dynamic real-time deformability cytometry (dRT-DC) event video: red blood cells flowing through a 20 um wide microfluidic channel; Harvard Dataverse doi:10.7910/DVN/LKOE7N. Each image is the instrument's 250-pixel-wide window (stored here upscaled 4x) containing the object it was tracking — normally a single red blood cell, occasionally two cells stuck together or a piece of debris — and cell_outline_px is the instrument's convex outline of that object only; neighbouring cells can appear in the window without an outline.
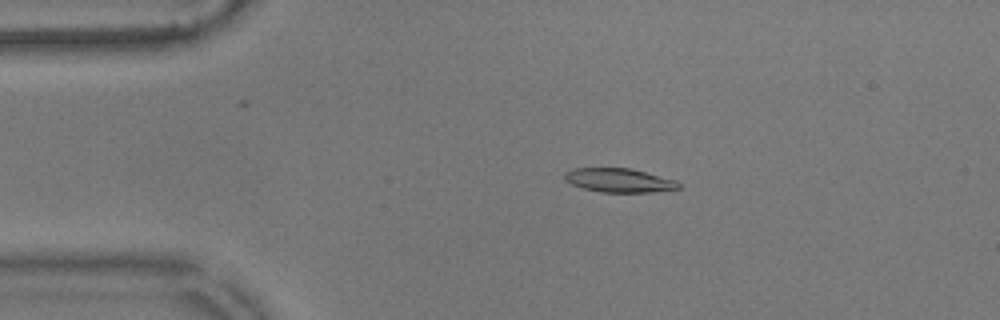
{"species": "common noctule bat (a hibernating species)", "species_latin": "Nyctalus noctula", "temperature_condition": "warm", "stored_images_in_passage": 56, "camera_frame_rate_fps": 3000, "um_per_image_px": 0.085, "animal": {"sex": "male", "body_mass_g": 17.9}, "frame": {"image": 1, "passage_image": 11, "time_ms": 3.333, "image_size_px": [1000, 320], "cell_outline_px": [[680, 188], [648, 192], [600, 192], [584, 188], [572, 184], [564, 180], [564, 172], [572, 168], [632, 168], [676, 180], [680, 184]], "centroid_in_image_um": [52.6, 15.31], "position_along_channel_um": 32.4, "area_um2": 15.9}}
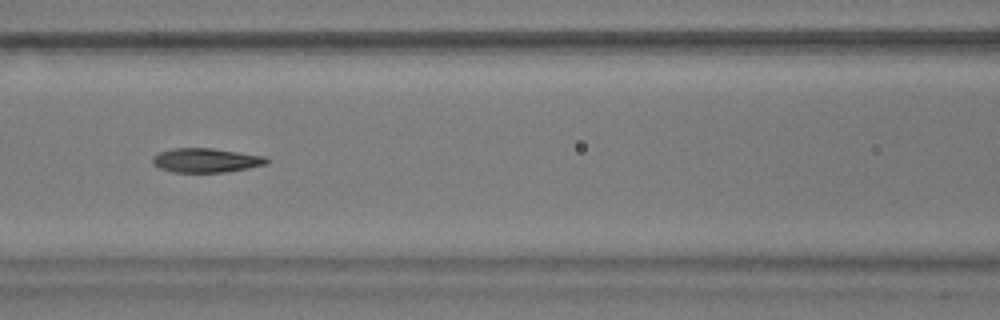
{"frame": {"image": 2, "passage_image": 24, "time_ms": 7.667, "image_size_px": [1000, 320], "cell_outline_px": [[268, 164], [248, 168], [224, 172], [172, 172], [160, 168], [152, 164], [152, 156], [160, 152], [172, 148], [212, 148], [264, 156], [268, 160]], "centroid_in_image_um": [17.48, 13.62], "position_along_channel_um": 149.1, "area_um2": 16.07}}
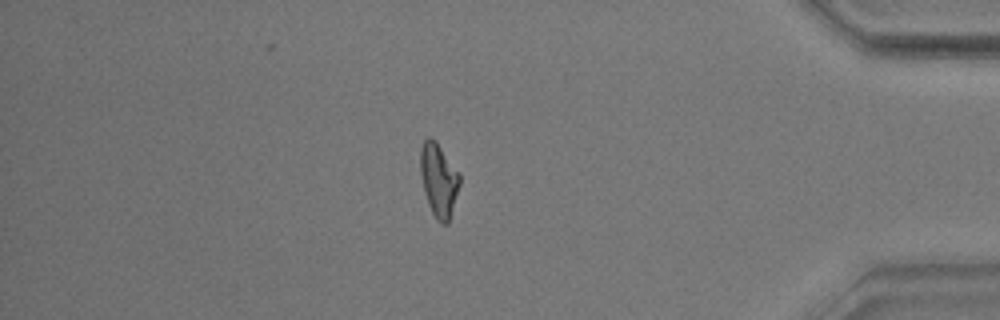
{"frame": {"image": 3, "passage_image": 48, "time_ms": 15.667, "image_size_px": [1000, 320], "cell_outline_px": [[460, 184], [448, 224], [440, 224], [436, 220], [428, 204], [424, 192], [420, 172], [420, 148], [424, 140], [428, 136], [432, 136], [436, 140], [460, 172]], "centroid_in_image_um": [37.29, 15.26], "position_along_channel_um": 397.9, "area_um2": 17.17}, "authors_computed_cell_mechanics": {"area_um2": 16.5308, "velocity_mm_per_s": 3.5845, "shape_relaxation_time_tau1_ms": 8.7366, "shape_relaxation_time_tau2_ms": 2.904, "deformation_change_tau1": 0.2437, "deformation_change_tau2": 0.0954}}